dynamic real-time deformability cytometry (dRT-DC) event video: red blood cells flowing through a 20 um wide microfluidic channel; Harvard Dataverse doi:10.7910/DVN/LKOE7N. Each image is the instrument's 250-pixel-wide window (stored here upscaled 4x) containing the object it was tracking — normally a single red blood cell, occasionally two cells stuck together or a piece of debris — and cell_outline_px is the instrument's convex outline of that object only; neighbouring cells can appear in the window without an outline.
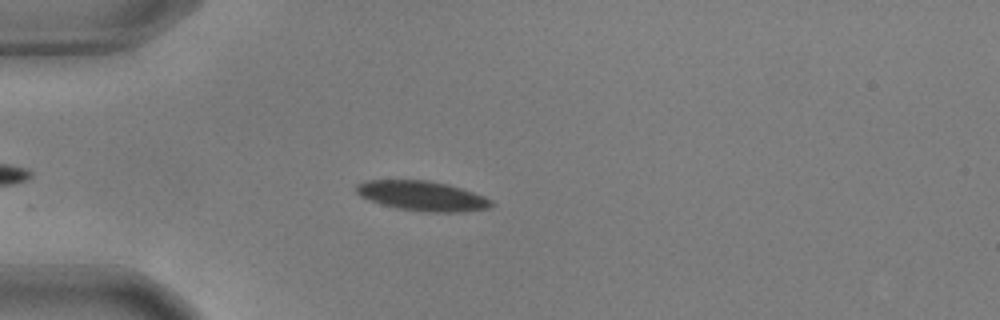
{"species": "common noctule bat (a hibernating species)", "species_latin": "Nyctalus noctula", "temperature_condition": "warm", "stored_images_in_passage": 32, "camera_frame_rate_fps": 3000, "um_per_image_px": 0.085, "animal": {"sex": "male", "body_mass_g": 17.9, "forearm_length_mm": 54.2}, "frame": {"image": 1, "passage_image": 8, "time_ms": 2.333, "image_size_px": [1000, 320], "cell_outline_px": [[496, 204], [488, 208], [464, 212], [424, 212], [396, 208], [368, 200], [360, 196], [356, 192], [356, 184], [368, 180], [428, 180], [448, 184], [484, 196], [492, 200]], "centroid_in_image_um": [35.9, 16.66], "position_along_channel_um": 49.1, "area_um2": 23.58}}
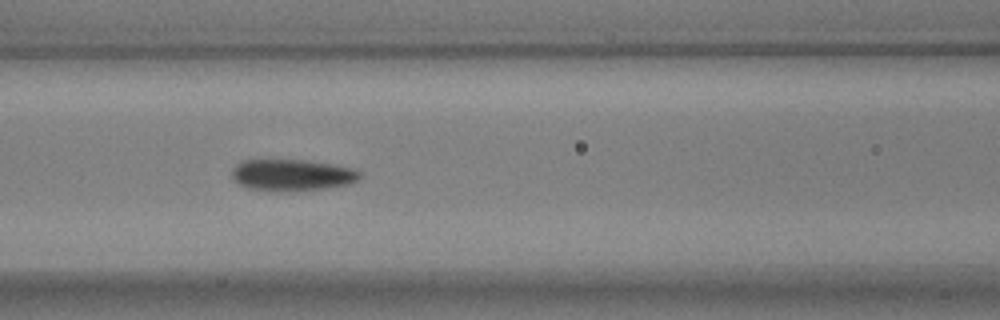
{"frame": {"image": 2, "passage_image": 17, "time_ms": 5.333, "image_size_px": [1000, 320], "cell_outline_px": [[360, 180], [348, 184], [324, 188], [272, 192], [248, 188], [232, 180], [232, 168], [240, 160], [304, 160], [332, 164], [352, 168], [360, 172]], "centroid_in_image_um": [24.77, 14.88], "position_along_channel_um": 141.8, "area_um2": 23.58}}
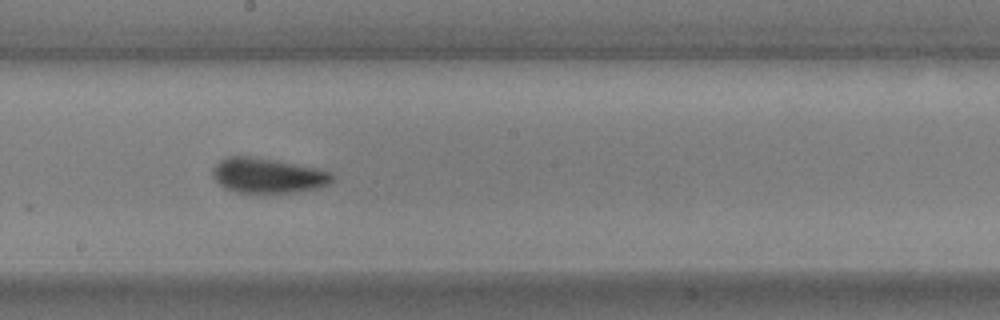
{"frame": {"image": 3, "passage_image": 24, "time_ms": 7.667, "image_size_px": [1000, 320], "cell_outline_px": [[336, 180], [320, 188], [272, 196], [236, 192], [224, 188], [212, 176], [212, 168], [220, 160], [228, 156], [248, 156], [280, 160], [320, 168], [332, 172], [336, 176]], "centroid_in_image_um": [22.83, 14.96], "position_along_channel_um": 225.4, "area_um2": 25.72}}